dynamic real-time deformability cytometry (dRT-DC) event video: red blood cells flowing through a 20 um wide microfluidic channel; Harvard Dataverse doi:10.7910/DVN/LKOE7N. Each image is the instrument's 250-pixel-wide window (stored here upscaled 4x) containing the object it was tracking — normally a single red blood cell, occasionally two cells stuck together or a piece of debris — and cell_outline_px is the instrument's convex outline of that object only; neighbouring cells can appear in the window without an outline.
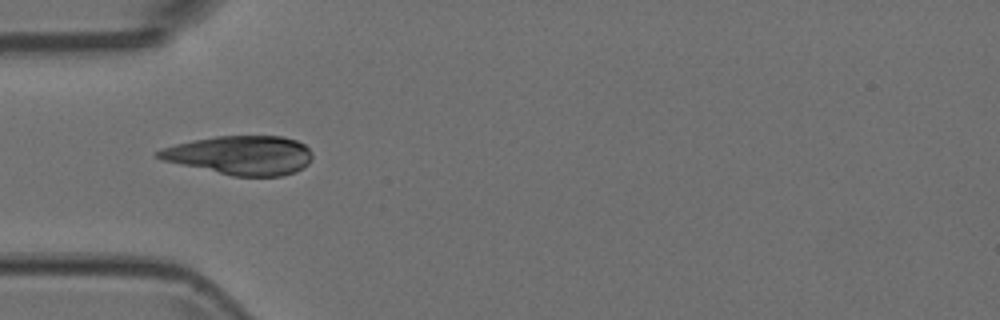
{"species": "Egyptian fruit bat (a non-hibernating species)", "species_latin": "Rousettus aegyptiacus", "temperature_condition": "room temperature", "stored_images_in_passage": 3, "camera_frame_rate_fps": 3000, "um_per_image_px": 0.085, "animal": {"sex": "female"}, "frame": {"image": 1, "passage_image": 3, "time_ms": 0.667, "image_size_px": [1000, 320], "cell_outline_px": [[312, 160], [304, 168], [296, 172], [280, 176], [232, 176], [164, 160], [156, 156], [156, 152], [160, 148], [192, 140], [216, 136], [280, 136], [296, 140], [304, 144], [312, 152]], "centroid_in_image_um": [20.48, 13.19], "position_along_channel_um": 64.5, "area_um2": 34.97}}